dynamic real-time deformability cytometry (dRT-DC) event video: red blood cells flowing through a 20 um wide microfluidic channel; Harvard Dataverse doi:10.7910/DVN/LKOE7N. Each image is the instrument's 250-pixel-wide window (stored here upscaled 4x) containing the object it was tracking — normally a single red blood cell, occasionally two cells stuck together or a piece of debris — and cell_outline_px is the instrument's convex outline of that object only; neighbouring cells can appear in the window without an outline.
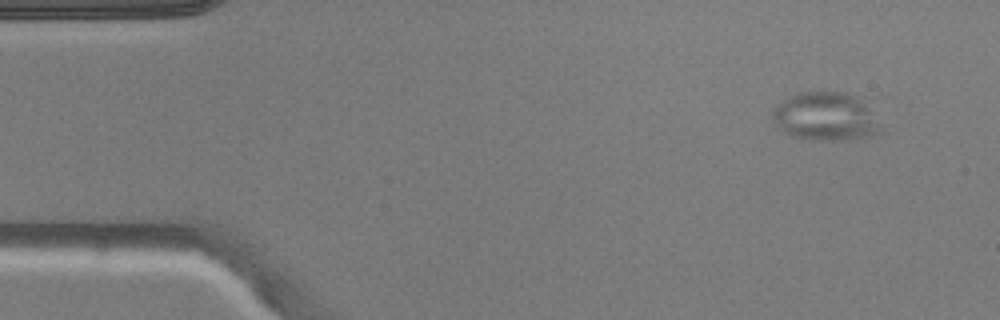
{"species": "common noctule bat (a hibernating species)", "species_latin": "Nyctalus noctula", "temperature_condition": "warm", "stored_images_in_passage": 7, "camera_frame_rate_fps": 3000, "um_per_image_px": 0.085, "animal": {"sex": "male", "body_mass_g": 20.5, "forearm_length_mm": 52.5}, "frame": {"image": 1, "passage_image": 1, "time_ms": 0.0, "image_size_px": [1000, 320], "cell_outline_px": [[884, 132], [872, 136], [840, 140], [812, 140], [792, 136], [780, 128], [772, 120], [772, 108], [776, 104], [788, 96], [796, 92], [848, 92], [872, 100], [884, 128]], "centroid_in_image_um": [70.33, 9.87], "position_along_channel_um": 14.7, "area_um2": 32.14}}
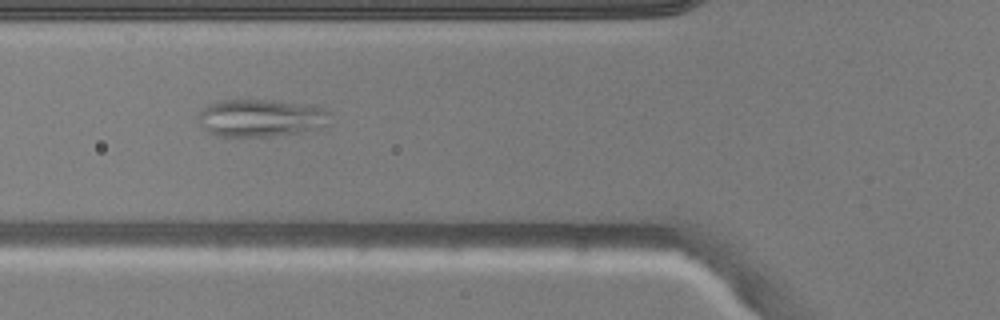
{"frame": {"image": 2, "passage_image": 5, "time_ms": 4.667, "image_size_px": [1000, 320], "cell_outline_px": [[332, 124], [324, 128], [300, 132], [272, 136], [216, 136], [208, 132], [204, 128], [200, 116], [200, 112], [208, 104], [220, 100], [272, 100], [316, 104], [328, 108], [332, 112]], "centroid_in_image_um": [22.37, 10.01], "position_along_channel_um": 103.4, "area_um2": 29.54}}